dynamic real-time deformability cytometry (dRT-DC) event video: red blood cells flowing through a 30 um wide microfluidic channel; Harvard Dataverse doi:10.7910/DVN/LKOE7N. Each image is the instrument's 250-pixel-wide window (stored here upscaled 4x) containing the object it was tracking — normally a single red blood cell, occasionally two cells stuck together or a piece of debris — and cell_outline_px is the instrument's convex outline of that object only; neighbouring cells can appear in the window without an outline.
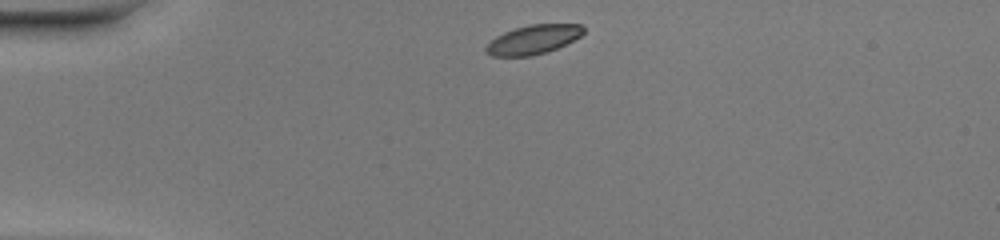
{"species": "common noctule bat (a hibernating species)", "species_latin": "Nyctalus noctula", "temperature_condition": "warm", "stored_images_in_passage": 40, "camera_frame_rate_fps": 3000, "um_per_image_px": 0.085, "animal": {"sex": "female", "body_mass_g": 20.0, "forearm_length_mm": 54.0}, "frame": {"image": 1, "passage_image": 1, "time_ms": 0.0, "image_size_px": [1000, 240], "cell_outline_px": [[584, 32], [580, 36], [556, 48], [532, 56], [492, 56], [484, 52], [484, 48], [496, 36], [504, 32], [528, 24], [580, 24], [584, 28]], "centroid_in_image_um": [45.29, 3.36], "position_along_channel_um": 39.7, "area_um2": 16.36}}
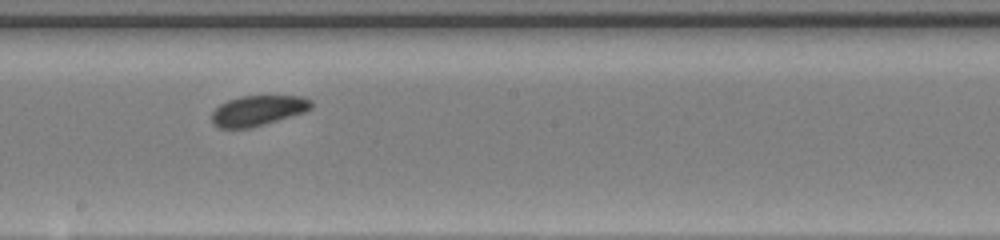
{"frame": {"image": 2, "passage_image": 18, "time_ms": 5.667, "image_size_px": [1000, 240], "cell_outline_px": [[312, 108], [304, 112], [264, 124], [248, 128], [220, 128], [212, 124], [212, 112], [220, 104], [228, 100], [240, 96], [300, 96], [312, 100]], "centroid_in_image_um": [21.91, 9.39], "position_along_channel_um": 226.3, "area_um2": 17.46}}
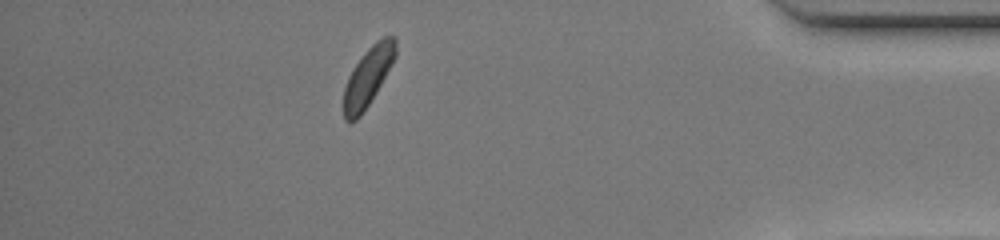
{"frame": {"image": 3, "passage_image": 34, "time_ms": 11.0, "image_size_px": [1000, 240], "cell_outline_px": [[396, 56], [376, 92], [360, 116], [356, 120], [344, 120], [344, 88], [348, 76], [352, 68], [364, 52], [376, 40], [384, 36], [396, 36]], "centroid_in_image_um": [31.28, 6.47], "position_along_channel_um": 403.9, "area_um2": 17.57}, "authors_computed_cell_mechanics": {"area_um2": 17.5423, "velocity_mm_per_s": 4.0546, "shape_relaxation_time_tau1_ms": 3.1172, "shape_relaxation_time_tau2_ms": 2.0215, "deformation_change_tau1": 0.0898, "deformation_change_tau2": 0.0745}}